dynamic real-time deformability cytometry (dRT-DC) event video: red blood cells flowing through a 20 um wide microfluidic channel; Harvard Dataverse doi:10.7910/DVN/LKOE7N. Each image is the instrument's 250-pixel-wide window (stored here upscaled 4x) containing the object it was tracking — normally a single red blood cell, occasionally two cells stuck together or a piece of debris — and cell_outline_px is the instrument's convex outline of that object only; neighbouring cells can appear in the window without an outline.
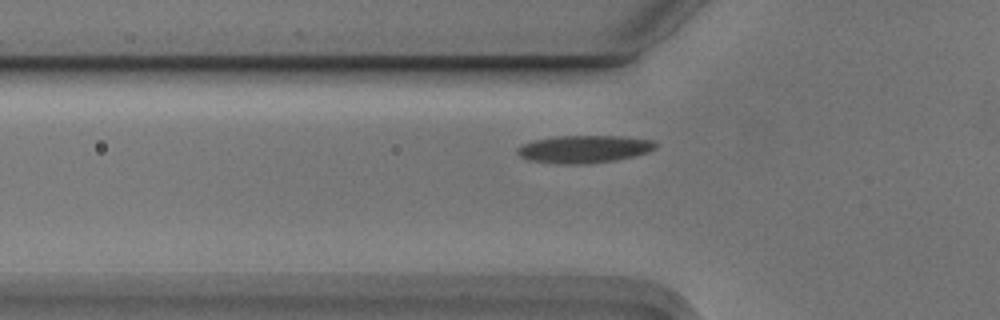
{"species": "Egyptian fruit bat (a non-hibernating species)", "species_latin": "Rousettus aegyptiacus", "temperature_condition": "cold", "stored_images_in_passage": 3, "camera_frame_rate_fps": 3000, "um_per_image_px": 0.085, "animal": {"sex": "male"}, "frame": {"image": 1, "passage_image": 3, "time_ms": 0.667, "image_size_px": [1000, 320], "cell_outline_px": [[656, 148], [648, 152], [616, 160], [588, 164], [556, 164], [528, 160], [520, 156], [516, 152], [516, 148], [520, 144], [532, 140], [556, 136], [620, 136], [652, 140], [656, 144]], "centroid_in_image_um": [49.58, 12.68], "position_along_channel_um": 76.2, "area_um2": 22.43}}